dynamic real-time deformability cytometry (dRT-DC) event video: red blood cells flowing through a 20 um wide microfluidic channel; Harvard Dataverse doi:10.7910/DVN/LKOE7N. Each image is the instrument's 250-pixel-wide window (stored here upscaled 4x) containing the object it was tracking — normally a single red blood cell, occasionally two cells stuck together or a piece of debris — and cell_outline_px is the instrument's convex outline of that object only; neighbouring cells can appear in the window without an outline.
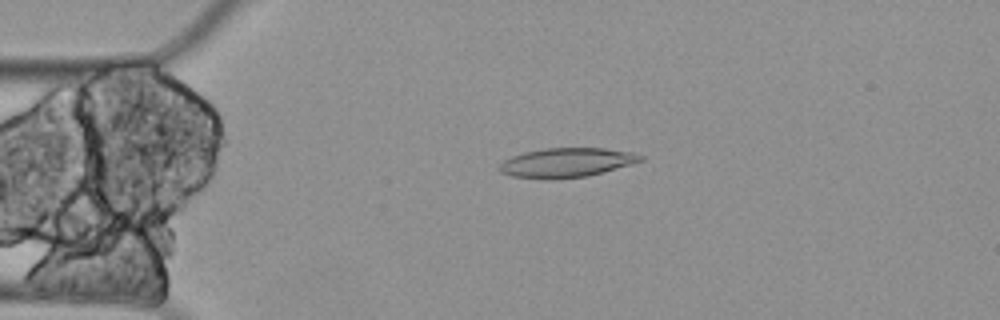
{"species": "Egyptian fruit bat (a non-hibernating species)", "species_latin": "Rousettus aegyptiacus", "temperature_condition": "cold", "stored_images_in_passage": 58, "camera_frame_rate_fps": 3000, "um_per_image_px": 0.085, "animal": {"sex": "female"}, "frame": {"image": 1, "passage_image": 12, "time_ms": 3.667, "image_size_px": [1000, 320], "cell_outline_px": [[644, 160], [632, 164], [588, 176], [552, 180], [544, 180], [512, 176], [500, 172], [496, 168], [504, 160], [512, 156], [524, 152], [544, 148], [604, 148], [636, 152], [644, 156]], "centroid_in_image_um": [48.16, 13.83], "position_along_channel_um": 36.8, "area_um2": 24.57}}
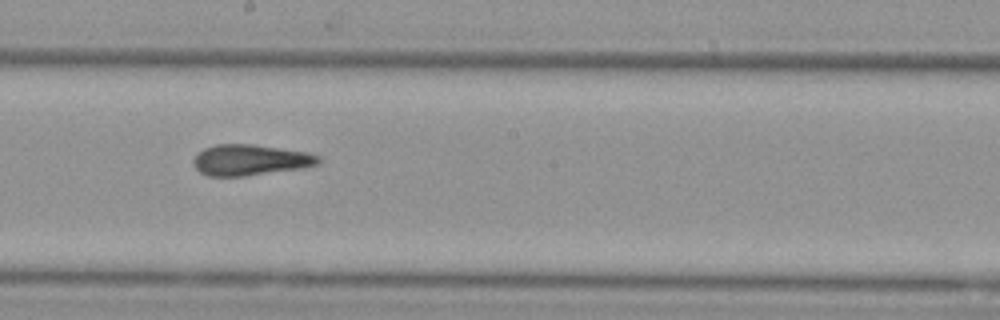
{"frame": {"image": 2, "passage_image": 31, "time_ms": 10.0, "image_size_px": [1000, 320], "cell_outline_px": [[320, 164], [304, 168], [244, 176], [208, 176], [200, 172], [192, 164], [192, 160], [204, 148], [216, 144], [252, 144], [308, 152], [320, 156]], "centroid_in_image_um": [21.29, 13.6], "position_along_channel_um": 226.9, "area_um2": 22.6}}
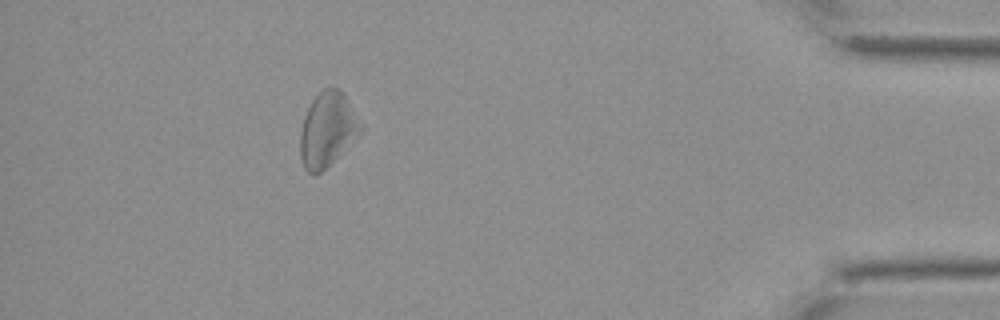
{"frame": {"image": 3, "passage_image": 52, "time_ms": 17.0, "image_size_px": [1000, 320], "cell_outline_px": [[364, 128], [316, 176], [312, 176], [304, 168], [300, 156], [300, 132], [304, 116], [312, 100], [324, 88], [340, 88]], "centroid_in_image_um": [27.79, 11.0], "position_along_channel_um": 407.4, "area_um2": 25.55}, "authors_computed_cell_mechanics": {"area_um2": 24.276, "velocity_mm_per_s": 3.3109, "shape_relaxation_time_tau1_ms": null, "shape_relaxation_time_tau2_ms": 8.5984, "deformation_change_tau1": null, "deformation_change_tau2": 0.2107}}